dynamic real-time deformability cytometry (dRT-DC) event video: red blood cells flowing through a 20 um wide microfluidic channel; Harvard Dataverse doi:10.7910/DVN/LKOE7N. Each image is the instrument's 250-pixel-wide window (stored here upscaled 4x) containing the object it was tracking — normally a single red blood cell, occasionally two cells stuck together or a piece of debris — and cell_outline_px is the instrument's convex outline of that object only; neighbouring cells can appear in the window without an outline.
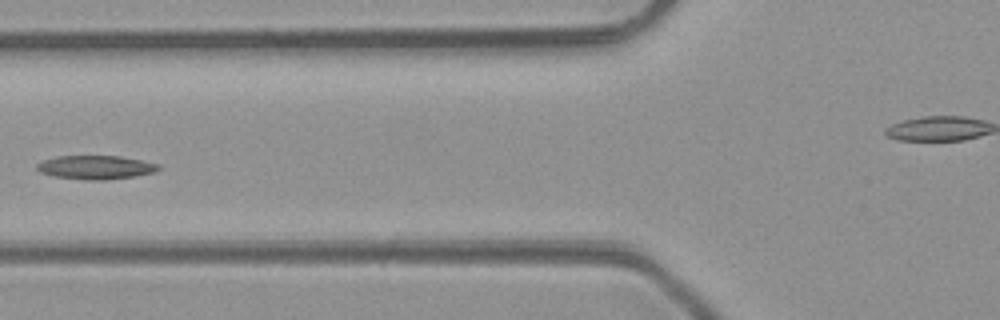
{"species": "common noctule bat (a hibernating species)", "species_latin": "Nyctalus noctula", "temperature_condition": "room temperature", "stored_images_in_passage": 5, "camera_frame_rate_fps": 3000, "um_per_image_px": 0.085, "animal": {"sex": "male", "body_mass_g": 23.1, "forearm_length_mm": 52.7}, "frame": {"image": 1, "passage_image": 4, "time_ms": 3.333, "image_size_px": [1000, 320], "cell_outline_px": [[160, 168], [156, 172], [136, 176], [104, 180], [84, 180], [52, 176], [40, 172], [36, 168], [36, 164], [44, 160], [56, 156], [120, 156], [160, 164]], "centroid_in_image_um": [8.14, 14.23], "position_along_channel_um": 117.7, "area_um2": 16.94}}
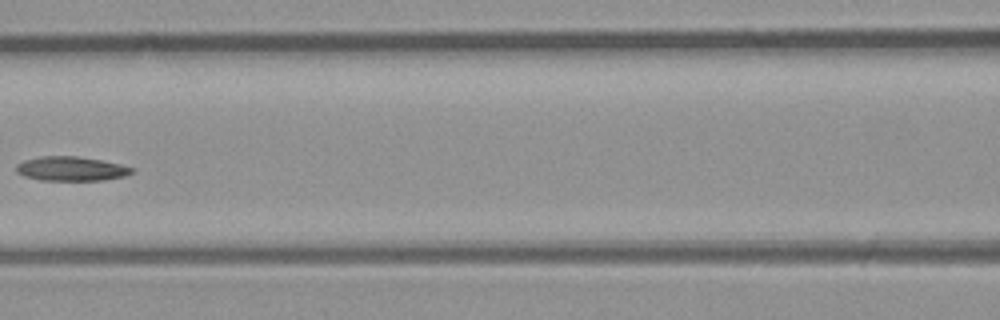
{"frame": {"image": 2, "passage_image": 5, "time_ms": 4.333, "image_size_px": [1000, 320], "cell_outline_px": [[136, 172], [124, 176], [104, 180], [40, 180], [24, 176], [16, 172], [16, 164], [24, 160], [40, 156], [76, 156], [100, 160], [120, 164], [136, 168]], "centroid_in_image_um": [6.07, 14.34], "position_along_channel_um": 160.5, "area_um2": 16.47}}